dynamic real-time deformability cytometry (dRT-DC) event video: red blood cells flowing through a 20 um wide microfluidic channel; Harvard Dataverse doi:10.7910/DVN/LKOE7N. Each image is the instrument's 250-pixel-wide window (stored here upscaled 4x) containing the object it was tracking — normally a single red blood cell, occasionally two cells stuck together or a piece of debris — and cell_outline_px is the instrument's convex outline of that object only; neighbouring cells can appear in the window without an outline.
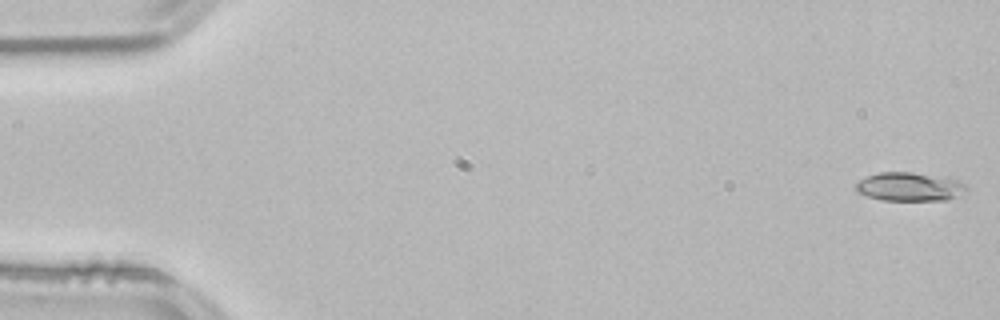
{"species": "common noctule bat (a hibernating species)", "species_latin": "Nyctalus noctula", "temperature_condition": "room temperature", "stored_images_in_passage": 53, "camera_frame_rate_fps": 3000, "um_per_image_px": 0.085, "animal": {"sex": "male", "body_mass_g": 21.5, "forearm_length_mm": 52.0}, "frame": {"image": 1, "passage_image": 1, "time_ms": 0.0, "image_size_px": [1000, 320], "cell_outline_px": [[968, 192], [948, 200], [880, 200], [856, 192], [856, 184], [860, 180], [868, 176], [880, 172], [912, 172], [944, 176], [956, 180], [964, 184], [968, 188]], "centroid_in_image_um": [77.36, 15.87], "position_along_channel_um": 7.6, "area_um2": 18.61}}
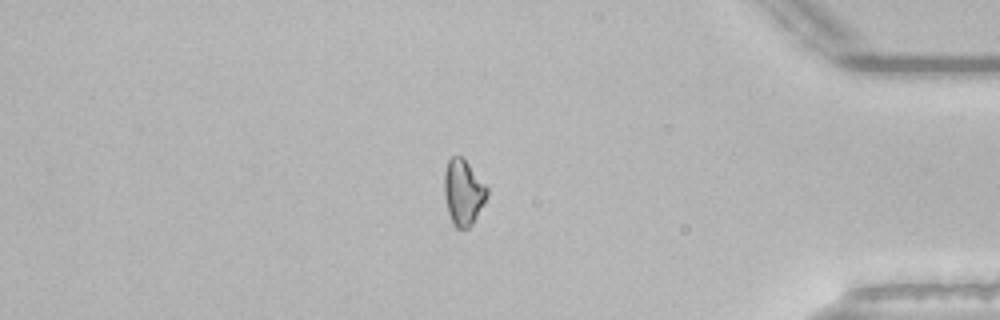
{"frame": {"image": 2, "passage_image": 45, "time_ms": 14.667, "image_size_px": [1000, 320], "cell_outline_px": [[488, 196], [472, 224], [468, 228], [456, 228], [452, 224], [448, 212], [444, 196], [444, 172], [448, 160], [452, 156], [460, 156], [468, 164], [488, 188]], "centroid_in_image_um": [39.36, 16.37], "position_along_channel_um": 395.8, "area_um2": 16.24}}
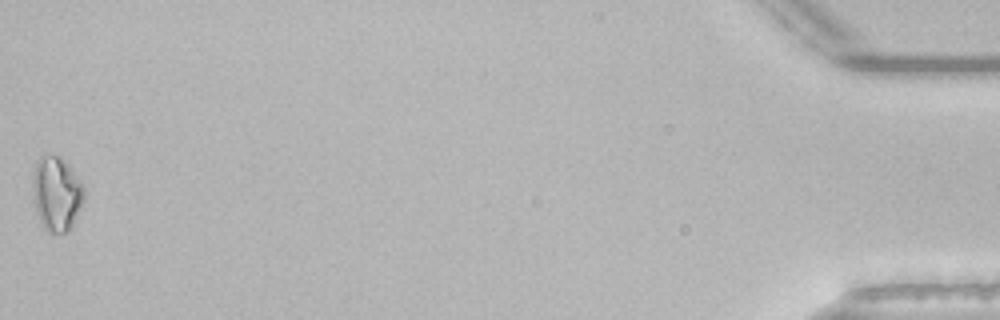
{"frame": {"image": 3, "passage_image": 53, "time_ms": 17.333, "image_size_px": [1000, 320], "cell_outline_px": [[84, 200], [68, 232], [48, 232], [44, 228], [40, 220], [36, 208], [32, 192], [32, 176], [36, 160], [40, 156], [60, 156], [68, 164], [84, 188]], "centroid_in_image_um": [4.78, 16.44], "position_along_channel_um": 430.4, "area_um2": 22.02}, "authors_computed_cell_mechanics": {"area_um2": 16.9932, "velocity_mm_per_s": 3.8362, "shape_relaxation_time_tau1_ms": 4.5678, "shape_relaxation_time_tau2_ms": null, "deformation_change_tau1": 0.1221, "deformation_change_tau2": null}}